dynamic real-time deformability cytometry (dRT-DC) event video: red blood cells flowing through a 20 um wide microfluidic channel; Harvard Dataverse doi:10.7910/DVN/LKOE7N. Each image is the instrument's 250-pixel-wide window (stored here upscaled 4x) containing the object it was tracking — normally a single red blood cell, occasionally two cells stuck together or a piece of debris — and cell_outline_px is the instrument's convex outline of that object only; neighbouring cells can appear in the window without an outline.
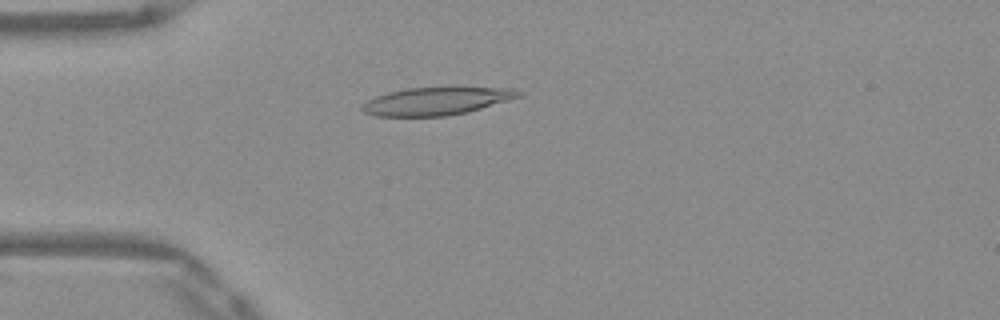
{"species": "Egyptian fruit bat (a non-hibernating species)", "species_latin": "Rousettus aegyptiacus", "temperature_condition": "warm", "stored_images_in_passage": 52, "camera_frame_rate_fps": 3000, "um_per_image_px": 0.085, "frame": {"image": 1, "passage_image": 14, "time_ms": 4.333, "image_size_px": [1000, 320], "cell_outline_px": [[524, 92], [520, 96], [508, 100], [468, 112], [444, 116], [376, 116], [364, 112], [360, 108], [368, 100], [376, 96], [388, 92], [408, 88], [512, 88]], "centroid_in_image_um": [37.08, 8.6], "position_along_channel_um": 47.9, "area_um2": 24.91}}
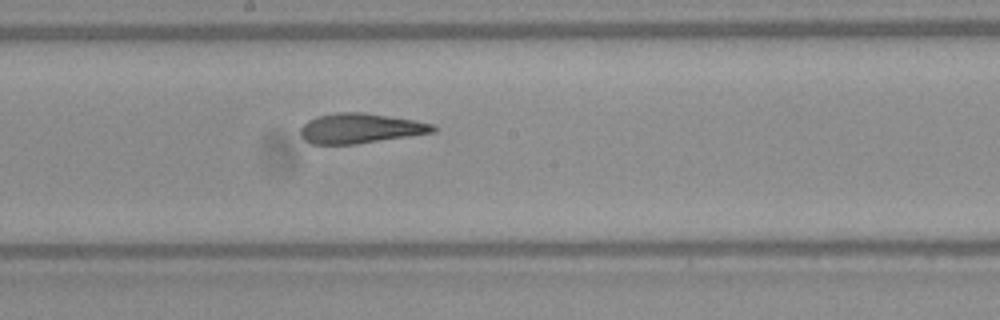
{"frame": {"image": 2, "passage_image": 28, "time_ms": 9.0, "image_size_px": [1000, 320], "cell_outline_px": [[440, 128], [436, 132], [412, 136], [356, 144], [312, 144], [304, 140], [300, 136], [300, 128], [308, 120], [316, 116], [340, 112], [364, 112], [416, 120], [432, 124]], "centroid_in_image_um": [30.66, 10.91], "position_along_channel_um": 217.5, "area_um2": 23.47}}
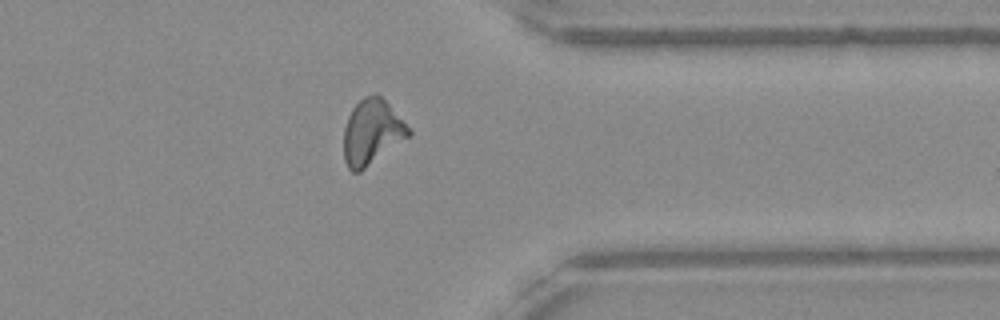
{"frame": {"image": 3, "passage_image": 41, "time_ms": 13.333, "image_size_px": [1000, 320], "cell_outline_px": [[412, 136], [360, 172], [352, 172], [348, 168], [344, 160], [344, 128], [348, 116], [352, 108], [364, 96], [376, 92], [388, 104], [412, 132]], "centroid_in_image_um": [31.61, 11.26], "position_along_channel_um": 379.8, "area_um2": 24.74}, "authors_computed_cell_mechanics": {"area_um2": 24.0737, "velocity_mm_per_s": 3.9276, "shape_relaxation_time_tau1_ms": null, "shape_relaxation_time_tau2_ms": 1.734, "deformation_change_tau1": null, "deformation_change_tau2": 0.1188}}